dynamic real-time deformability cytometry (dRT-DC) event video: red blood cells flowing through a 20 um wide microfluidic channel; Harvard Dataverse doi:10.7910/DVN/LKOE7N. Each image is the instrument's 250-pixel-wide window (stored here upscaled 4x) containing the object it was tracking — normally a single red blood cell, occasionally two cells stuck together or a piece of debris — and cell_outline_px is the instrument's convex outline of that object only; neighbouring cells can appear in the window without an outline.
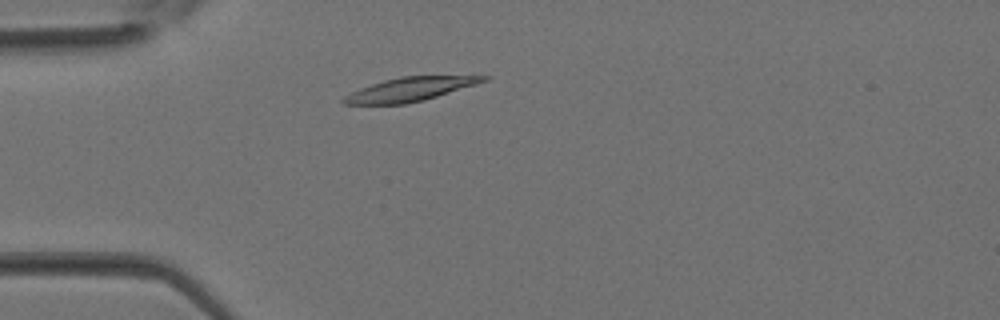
{"species": "Egyptian fruit bat (a non-hibernating species)", "species_latin": "Rousettus aegyptiacus", "temperature_condition": "room temperature", "stored_images_in_passage": 28, "camera_frame_rate_fps": 3000, "um_per_image_px": 0.085, "animal": {"sex": "female"}, "frame": {"image": 1, "passage_image": 1, "time_ms": 0.0, "image_size_px": [1000, 320], "cell_outline_px": [[492, 76], [488, 80], [476, 84], [424, 100], [404, 104], [344, 104], [340, 100], [344, 96], [360, 88], [384, 80], [400, 76]], "centroid_in_image_um": [34.82, 7.59], "position_along_channel_um": 50.2, "area_um2": 19.13}}
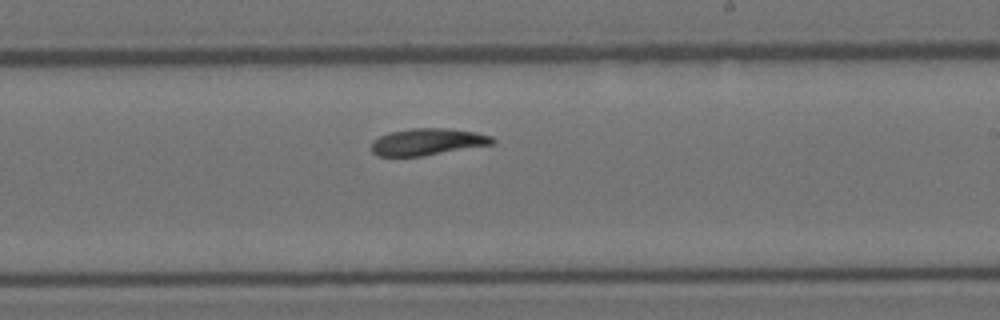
{"frame": {"image": 2, "passage_image": 13, "time_ms": 4.0, "image_size_px": [1000, 320], "cell_outline_px": [[496, 140], [492, 144], [420, 156], [376, 156], [372, 152], [372, 140], [380, 136], [392, 132], [412, 128], [448, 128], [476, 132], [492, 136]], "centroid_in_image_um": [36.33, 12.05], "position_along_channel_um": 252.7, "area_um2": 18.73}}
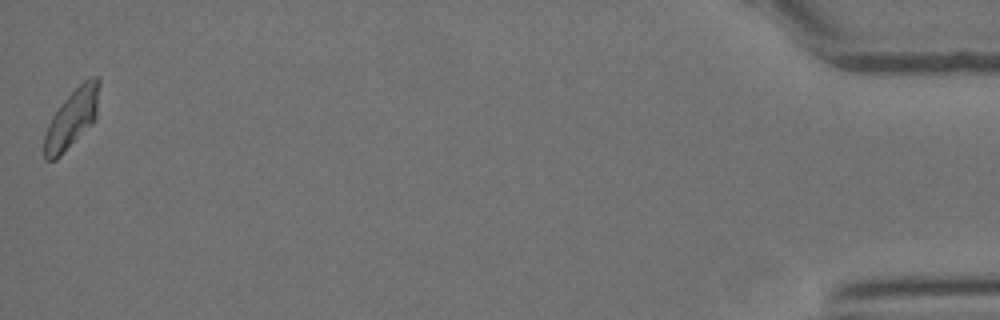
{"frame": {"image": 3, "passage_image": 28, "time_ms": 9.0, "image_size_px": [1000, 320], "cell_outline_px": [[100, 84], [96, 120], [56, 160], [44, 160], [44, 136], [48, 124], [52, 116], [60, 104], [88, 76], [100, 76]], "centroid_in_image_um": [6.13, 10.05], "position_along_channel_um": 429.1, "area_um2": 18.9}}